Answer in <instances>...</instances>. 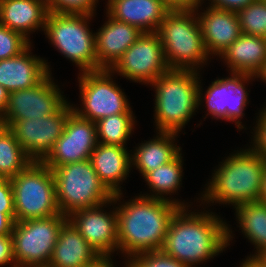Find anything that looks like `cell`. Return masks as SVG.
<instances>
[{
  "label": "cell",
  "mask_w": 266,
  "mask_h": 267,
  "mask_svg": "<svg viewBox=\"0 0 266 267\" xmlns=\"http://www.w3.org/2000/svg\"><path fill=\"white\" fill-rule=\"evenodd\" d=\"M236 208L240 228L257 248V253L249 259L266 252V204L257 201L240 204Z\"/></svg>",
  "instance_id": "obj_26"
},
{
  "label": "cell",
  "mask_w": 266,
  "mask_h": 267,
  "mask_svg": "<svg viewBox=\"0 0 266 267\" xmlns=\"http://www.w3.org/2000/svg\"><path fill=\"white\" fill-rule=\"evenodd\" d=\"M194 13L196 12L169 11L156 31L171 70L196 71L195 65L204 64L208 58Z\"/></svg>",
  "instance_id": "obj_6"
},
{
  "label": "cell",
  "mask_w": 266,
  "mask_h": 267,
  "mask_svg": "<svg viewBox=\"0 0 266 267\" xmlns=\"http://www.w3.org/2000/svg\"><path fill=\"white\" fill-rule=\"evenodd\" d=\"M71 106L66 102L55 114L43 118L7 121L16 140L33 161H42L61 137L66 120L73 112Z\"/></svg>",
  "instance_id": "obj_11"
},
{
  "label": "cell",
  "mask_w": 266,
  "mask_h": 267,
  "mask_svg": "<svg viewBox=\"0 0 266 267\" xmlns=\"http://www.w3.org/2000/svg\"><path fill=\"white\" fill-rule=\"evenodd\" d=\"M49 73L39 84L9 93L4 112L7 121L43 118L55 114L67 101Z\"/></svg>",
  "instance_id": "obj_14"
},
{
  "label": "cell",
  "mask_w": 266,
  "mask_h": 267,
  "mask_svg": "<svg viewBox=\"0 0 266 267\" xmlns=\"http://www.w3.org/2000/svg\"><path fill=\"white\" fill-rule=\"evenodd\" d=\"M157 138L142 143L131 156L132 165L139 169L143 177L163 164L171 162L180 154V147L173 144L176 133L159 132ZM174 139V140H173Z\"/></svg>",
  "instance_id": "obj_25"
},
{
  "label": "cell",
  "mask_w": 266,
  "mask_h": 267,
  "mask_svg": "<svg viewBox=\"0 0 266 267\" xmlns=\"http://www.w3.org/2000/svg\"><path fill=\"white\" fill-rule=\"evenodd\" d=\"M111 73L110 69L82 72L79 85L84 111L73 107L79 117L97 122L107 116L132 113L126 95L111 80Z\"/></svg>",
  "instance_id": "obj_10"
},
{
  "label": "cell",
  "mask_w": 266,
  "mask_h": 267,
  "mask_svg": "<svg viewBox=\"0 0 266 267\" xmlns=\"http://www.w3.org/2000/svg\"><path fill=\"white\" fill-rule=\"evenodd\" d=\"M132 113H121L104 117L96 123L98 141L105 145L125 147V142L133 131L134 120Z\"/></svg>",
  "instance_id": "obj_29"
},
{
  "label": "cell",
  "mask_w": 266,
  "mask_h": 267,
  "mask_svg": "<svg viewBox=\"0 0 266 267\" xmlns=\"http://www.w3.org/2000/svg\"><path fill=\"white\" fill-rule=\"evenodd\" d=\"M259 201L266 204V167H265L263 177H262V188H261V192H260Z\"/></svg>",
  "instance_id": "obj_41"
},
{
  "label": "cell",
  "mask_w": 266,
  "mask_h": 267,
  "mask_svg": "<svg viewBox=\"0 0 266 267\" xmlns=\"http://www.w3.org/2000/svg\"><path fill=\"white\" fill-rule=\"evenodd\" d=\"M9 263L14 264L12 267H17L13 255L12 235H3L0 236V266Z\"/></svg>",
  "instance_id": "obj_36"
},
{
  "label": "cell",
  "mask_w": 266,
  "mask_h": 267,
  "mask_svg": "<svg viewBox=\"0 0 266 267\" xmlns=\"http://www.w3.org/2000/svg\"><path fill=\"white\" fill-rule=\"evenodd\" d=\"M49 13L46 0H0V25L21 33L45 28Z\"/></svg>",
  "instance_id": "obj_22"
},
{
  "label": "cell",
  "mask_w": 266,
  "mask_h": 267,
  "mask_svg": "<svg viewBox=\"0 0 266 267\" xmlns=\"http://www.w3.org/2000/svg\"><path fill=\"white\" fill-rule=\"evenodd\" d=\"M180 208L172 201L136 197L116 209L118 249L128 256L161 250L172 217Z\"/></svg>",
  "instance_id": "obj_2"
},
{
  "label": "cell",
  "mask_w": 266,
  "mask_h": 267,
  "mask_svg": "<svg viewBox=\"0 0 266 267\" xmlns=\"http://www.w3.org/2000/svg\"><path fill=\"white\" fill-rule=\"evenodd\" d=\"M98 143L96 123L79 117L73 111L66 120L61 137L42 162L49 168H57L90 159Z\"/></svg>",
  "instance_id": "obj_13"
},
{
  "label": "cell",
  "mask_w": 266,
  "mask_h": 267,
  "mask_svg": "<svg viewBox=\"0 0 266 267\" xmlns=\"http://www.w3.org/2000/svg\"><path fill=\"white\" fill-rule=\"evenodd\" d=\"M0 208L15 221L14 197L10 179L0 177Z\"/></svg>",
  "instance_id": "obj_34"
},
{
  "label": "cell",
  "mask_w": 266,
  "mask_h": 267,
  "mask_svg": "<svg viewBox=\"0 0 266 267\" xmlns=\"http://www.w3.org/2000/svg\"><path fill=\"white\" fill-rule=\"evenodd\" d=\"M264 110V111H263ZM258 119L255 129L254 147L251 149L257 152L264 160H266V108H264Z\"/></svg>",
  "instance_id": "obj_35"
},
{
  "label": "cell",
  "mask_w": 266,
  "mask_h": 267,
  "mask_svg": "<svg viewBox=\"0 0 266 267\" xmlns=\"http://www.w3.org/2000/svg\"><path fill=\"white\" fill-rule=\"evenodd\" d=\"M110 260L111 258H102L101 260H99L97 263H95L90 267H114L113 264L111 263L112 261Z\"/></svg>",
  "instance_id": "obj_42"
},
{
  "label": "cell",
  "mask_w": 266,
  "mask_h": 267,
  "mask_svg": "<svg viewBox=\"0 0 266 267\" xmlns=\"http://www.w3.org/2000/svg\"><path fill=\"white\" fill-rule=\"evenodd\" d=\"M196 72L170 69L150 83L156 88L155 121L159 132L177 134L198 108L202 90Z\"/></svg>",
  "instance_id": "obj_4"
},
{
  "label": "cell",
  "mask_w": 266,
  "mask_h": 267,
  "mask_svg": "<svg viewBox=\"0 0 266 267\" xmlns=\"http://www.w3.org/2000/svg\"><path fill=\"white\" fill-rule=\"evenodd\" d=\"M221 57L232 73L256 77L266 63V38L242 33Z\"/></svg>",
  "instance_id": "obj_24"
},
{
  "label": "cell",
  "mask_w": 266,
  "mask_h": 267,
  "mask_svg": "<svg viewBox=\"0 0 266 267\" xmlns=\"http://www.w3.org/2000/svg\"><path fill=\"white\" fill-rule=\"evenodd\" d=\"M67 220L68 216L57 214L14 222L11 235L17 267H47L60 229Z\"/></svg>",
  "instance_id": "obj_9"
},
{
  "label": "cell",
  "mask_w": 266,
  "mask_h": 267,
  "mask_svg": "<svg viewBox=\"0 0 266 267\" xmlns=\"http://www.w3.org/2000/svg\"><path fill=\"white\" fill-rule=\"evenodd\" d=\"M127 267H189L162 250H153L131 256Z\"/></svg>",
  "instance_id": "obj_31"
},
{
  "label": "cell",
  "mask_w": 266,
  "mask_h": 267,
  "mask_svg": "<svg viewBox=\"0 0 266 267\" xmlns=\"http://www.w3.org/2000/svg\"><path fill=\"white\" fill-rule=\"evenodd\" d=\"M240 267H262L255 259H246Z\"/></svg>",
  "instance_id": "obj_44"
},
{
  "label": "cell",
  "mask_w": 266,
  "mask_h": 267,
  "mask_svg": "<svg viewBox=\"0 0 266 267\" xmlns=\"http://www.w3.org/2000/svg\"><path fill=\"white\" fill-rule=\"evenodd\" d=\"M231 77L212 82L205 94L207 111L217 119L235 121L237 127L242 129L244 127L238 118L243 116L242 112L248 101L243 82L252 79L254 75L232 73Z\"/></svg>",
  "instance_id": "obj_16"
},
{
  "label": "cell",
  "mask_w": 266,
  "mask_h": 267,
  "mask_svg": "<svg viewBox=\"0 0 266 267\" xmlns=\"http://www.w3.org/2000/svg\"><path fill=\"white\" fill-rule=\"evenodd\" d=\"M102 257L67 220L61 227L47 267H90Z\"/></svg>",
  "instance_id": "obj_20"
},
{
  "label": "cell",
  "mask_w": 266,
  "mask_h": 267,
  "mask_svg": "<svg viewBox=\"0 0 266 267\" xmlns=\"http://www.w3.org/2000/svg\"><path fill=\"white\" fill-rule=\"evenodd\" d=\"M31 162L10 128L0 135V177L12 179Z\"/></svg>",
  "instance_id": "obj_28"
},
{
  "label": "cell",
  "mask_w": 266,
  "mask_h": 267,
  "mask_svg": "<svg viewBox=\"0 0 266 267\" xmlns=\"http://www.w3.org/2000/svg\"><path fill=\"white\" fill-rule=\"evenodd\" d=\"M237 15L243 34L266 38V0H255Z\"/></svg>",
  "instance_id": "obj_30"
},
{
  "label": "cell",
  "mask_w": 266,
  "mask_h": 267,
  "mask_svg": "<svg viewBox=\"0 0 266 267\" xmlns=\"http://www.w3.org/2000/svg\"><path fill=\"white\" fill-rule=\"evenodd\" d=\"M50 169L62 215L69 216L74 211L117 202L121 198L122 193L113 195L100 181L90 159Z\"/></svg>",
  "instance_id": "obj_5"
},
{
  "label": "cell",
  "mask_w": 266,
  "mask_h": 267,
  "mask_svg": "<svg viewBox=\"0 0 266 267\" xmlns=\"http://www.w3.org/2000/svg\"><path fill=\"white\" fill-rule=\"evenodd\" d=\"M257 77H261L262 80H265L266 82V63L264 64V67L262 68L261 72L257 75Z\"/></svg>",
  "instance_id": "obj_46"
},
{
  "label": "cell",
  "mask_w": 266,
  "mask_h": 267,
  "mask_svg": "<svg viewBox=\"0 0 266 267\" xmlns=\"http://www.w3.org/2000/svg\"><path fill=\"white\" fill-rule=\"evenodd\" d=\"M111 69L113 73L116 71L130 80L146 84L170 70L156 32L142 33Z\"/></svg>",
  "instance_id": "obj_12"
},
{
  "label": "cell",
  "mask_w": 266,
  "mask_h": 267,
  "mask_svg": "<svg viewBox=\"0 0 266 267\" xmlns=\"http://www.w3.org/2000/svg\"><path fill=\"white\" fill-rule=\"evenodd\" d=\"M255 260L262 266L266 267V252L262 253L261 255L257 256Z\"/></svg>",
  "instance_id": "obj_45"
},
{
  "label": "cell",
  "mask_w": 266,
  "mask_h": 267,
  "mask_svg": "<svg viewBox=\"0 0 266 267\" xmlns=\"http://www.w3.org/2000/svg\"><path fill=\"white\" fill-rule=\"evenodd\" d=\"M104 204L72 212L68 220L102 258L118 248L117 211L103 213Z\"/></svg>",
  "instance_id": "obj_15"
},
{
  "label": "cell",
  "mask_w": 266,
  "mask_h": 267,
  "mask_svg": "<svg viewBox=\"0 0 266 267\" xmlns=\"http://www.w3.org/2000/svg\"><path fill=\"white\" fill-rule=\"evenodd\" d=\"M14 222L8 214L4 213V208H0V236L11 235Z\"/></svg>",
  "instance_id": "obj_39"
},
{
  "label": "cell",
  "mask_w": 266,
  "mask_h": 267,
  "mask_svg": "<svg viewBox=\"0 0 266 267\" xmlns=\"http://www.w3.org/2000/svg\"><path fill=\"white\" fill-rule=\"evenodd\" d=\"M197 19L208 55L221 56L242 34L237 12L209 7Z\"/></svg>",
  "instance_id": "obj_18"
},
{
  "label": "cell",
  "mask_w": 266,
  "mask_h": 267,
  "mask_svg": "<svg viewBox=\"0 0 266 267\" xmlns=\"http://www.w3.org/2000/svg\"><path fill=\"white\" fill-rule=\"evenodd\" d=\"M98 0H46L49 12L92 14Z\"/></svg>",
  "instance_id": "obj_33"
},
{
  "label": "cell",
  "mask_w": 266,
  "mask_h": 267,
  "mask_svg": "<svg viewBox=\"0 0 266 267\" xmlns=\"http://www.w3.org/2000/svg\"><path fill=\"white\" fill-rule=\"evenodd\" d=\"M125 147L98 143L90 160L100 181L113 194L121 193L118 186L126 179L131 166V155Z\"/></svg>",
  "instance_id": "obj_23"
},
{
  "label": "cell",
  "mask_w": 266,
  "mask_h": 267,
  "mask_svg": "<svg viewBox=\"0 0 266 267\" xmlns=\"http://www.w3.org/2000/svg\"><path fill=\"white\" fill-rule=\"evenodd\" d=\"M265 167L266 160L252 149L236 152L215 171L203 200L235 207L259 201Z\"/></svg>",
  "instance_id": "obj_3"
},
{
  "label": "cell",
  "mask_w": 266,
  "mask_h": 267,
  "mask_svg": "<svg viewBox=\"0 0 266 267\" xmlns=\"http://www.w3.org/2000/svg\"><path fill=\"white\" fill-rule=\"evenodd\" d=\"M185 209L180 207L172 217L161 250L191 267L223 251L231 234L213 213L187 214Z\"/></svg>",
  "instance_id": "obj_1"
},
{
  "label": "cell",
  "mask_w": 266,
  "mask_h": 267,
  "mask_svg": "<svg viewBox=\"0 0 266 267\" xmlns=\"http://www.w3.org/2000/svg\"><path fill=\"white\" fill-rule=\"evenodd\" d=\"M170 11H195L201 0H163Z\"/></svg>",
  "instance_id": "obj_38"
},
{
  "label": "cell",
  "mask_w": 266,
  "mask_h": 267,
  "mask_svg": "<svg viewBox=\"0 0 266 267\" xmlns=\"http://www.w3.org/2000/svg\"><path fill=\"white\" fill-rule=\"evenodd\" d=\"M108 21L95 33L97 70L110 69L142 35L138 28L120 22L108 14Z\"/></svg>",
  "instance_id": "obj_17"
},
{
  "label": "cell",
  "mask_w": 266,
  "mask_h": 267,
  "mask_svg": "<svg viewBox=\"0 0 266 267\" xmlns=\"http://www.w3.org/2000/svg\"><path fill=\"white\" fill-rule=\"evenodd\" d=\"M9 92L0 85V113L5 112L8 105Z\"/></svg>",
  "instance_id": "obj_40"
},
{
  "label": "cell",
  "mask_w": 266,
  "mask_h": 267,
  "mask_svg": "<svg viewBox=\"0 0 266 267\" xmlns=\"http://www.w3.org/2000/svg\"><path fill=\"white\" fill-rule=\"evenodd\" d=\"M10 181L15 222L61 214L52 170L42 161L31 162Z\"/></svg>",
  "instance_id": "obj_7"
},
{
  "label": "cell",
  "mask_w": 266,
  "mask_h": 267,
  "mask_svg": "<svg viewBox=\"0 0 266 267\" xmlns=\"http://www.w3.org/2000/svg\"><path fill=\"white\" fill-rule=\"evenodd\" d=\"M9 128L7 120L3 113H0V135Z\"/></svg>",
  "instance_id": "obj_43"
},
{
  "label": "cell",
  "mask_w": 266,
  "mask_h": 267,
  "mask_svg": "<svg viewBox=\"0 0 266 267\" xmlns=\"http://www.w3.org/2000/svg\"><path fill=\"white\" fill-rule=\"evenodd\" d=\"M92 16L49 12L44 28L52 44L83 72L97 71L95 34L87 27Z\"/></svg>",
  "instance_id": "obj_8"
},
{
  "label": "cell",
  "mask_w": 266,
  "mask_h": 267,
  "mask_svg": "<svg viewBox=\"0 0 266 267\" xmlns=\"http://www.w3.org/2000/svg\"><path fill=\"white\" fill-rule=\"evenodd\" d=\"M182 156L181 153L171 162L163 164L162 166L157 167L156 169L148 172L144 178L145 181L148 182L150 189L152 191H156V195L145 197L149 198H156L162 200L172 201L173 203L177 204L180 207H186L183 203H179V201L170 200L164 198L162 194H170L174 193L179 187L182 177ZM158 192V193H157ZM161 196H159V195Z\"/></svg>",
  "instance_id": "obj_27"
},
{
  "label": "cell",
  "mask_w": 266,
  "mask_h": 267,
  "mask_svg": "<svg viewBox=\"0 0 266 267\" xmlns=\"http://www.w3.org/2000/svg\"><path fill=\"white\" fill-rule=\"evenodd\" d=\"M169 11L163 0H108L107 14L143 33H152Z\"/></svg>",
  "instance_id": "obj_19"
},
{
  "label": "cell",
  "mask_w": 266,
  "mask_h": 267,
  "mask_svg": "<svg viewBox=\"0 0 266 267\" xmlns=\"http://www.w3.org/2000/svg\"><path fill=\"white\" fill-rule=\"evenodd\" d=\"M30 45L19 55L0 60V85L9 93L39 84L49 73L48 65L39 57L30 56Z\"/></svg>",
  "instance_id": "obj_21"
},
{
  "label": "cell",
  "mask_w": 266,
  "mask_h": 267,
  "mask_svg": "<svg viewBox=\"0 0 266 267\" xmlns=\"http://www.w3.org/2000/svg\"><path fill=\"white\" fill-rule=\"evenodd\" d=\"M30 45L21 33L0 25V60L15 57Z\"/></svg>",
  "instance_id": "obj_32"
},
{
  "label": "cell",
  "mask_w": 266,
  "mask_h": 267,
  "mask_svg": "<svg viewBox=\"0 0 266 267\" xmlns=\"http://www.w3.org/2000/svg\"><path fill=\"white\" fill-rule=\"evenodd\" d=\"M255 0H212L210 7L238 12Z\"/></svg>",
  "instance_id": "obj_37"
}]
</instances>
